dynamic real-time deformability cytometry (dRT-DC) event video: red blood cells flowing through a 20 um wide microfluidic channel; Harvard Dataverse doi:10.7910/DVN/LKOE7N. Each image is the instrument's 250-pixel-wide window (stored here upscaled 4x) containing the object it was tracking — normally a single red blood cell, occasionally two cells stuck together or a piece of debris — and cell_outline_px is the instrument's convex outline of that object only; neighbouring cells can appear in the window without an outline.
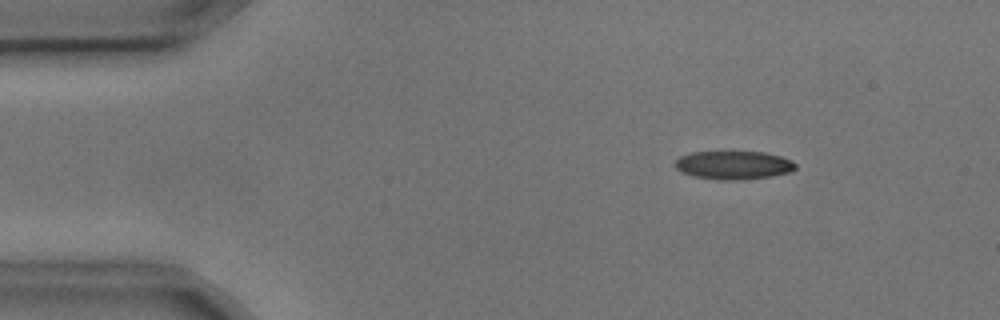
{"species": "common noctule bat (a hibernating species)", "species_latin": "Nyctalus noctula", "temperature_condition": "cold", "stored_images_in_passage": 4, "camera_frame_rate_fps": 3000, "um_per_image_px": 0.085, "animal": {"sex": "male", "body_mass_g": 17.9, "forearm_length_mm": 54.2}, "frame": {"image": 1, "passage_image": 1, "time_ms": 0.0, "image_size_px": [1000, 320], "cell_outline_px": [[796, 168], [792, 172], [772, 176], [736, 180], [716, 180], [692, 176], [680, 172], [676, 168], [676, 160], [680, 156], [692, 152], [768, 152], [792, 160], [796, 164]], "centroid_in_image_um": [62.37, 14.04], "position_along_channel_um": 22.6, "area_um2": 20.11}}